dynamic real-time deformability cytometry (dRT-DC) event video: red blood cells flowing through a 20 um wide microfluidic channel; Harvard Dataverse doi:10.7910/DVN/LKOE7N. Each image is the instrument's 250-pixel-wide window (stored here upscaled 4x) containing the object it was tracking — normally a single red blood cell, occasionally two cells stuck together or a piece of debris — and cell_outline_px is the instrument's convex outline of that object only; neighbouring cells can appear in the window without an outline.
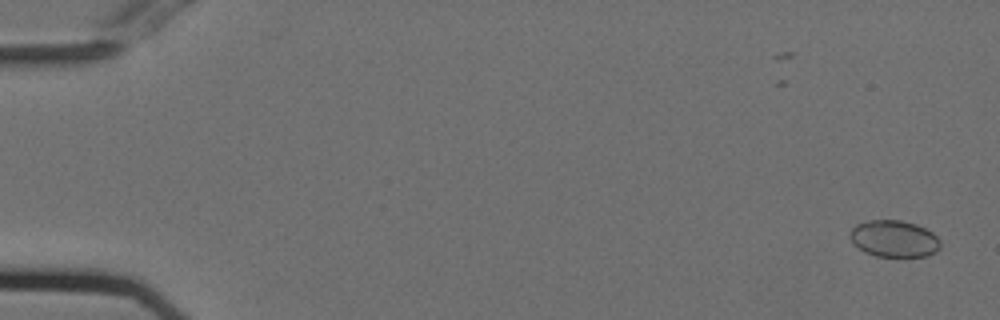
{"species": "Egyptian fruit bat (a non-hibernating species)", "species_latin": "Rousettus aegyptiacus", "temperature_condition": "cold", "stored_images_in_passage": 54, "camera_frame_rate_fps": 3000, "um_per_image_px": 0.085, "animal": {"sex": "female"}, "frame": {"image": 1, "passage_image": 1, "time_ms": 0.0, "image_size_px": [1000, 320], "cell_outline_px": [[940, 248], [936, 252], [928, 256], [876, 256], [864, 252], [852, 244], [852, 228], [856, 224], [872, 220], [900, 220], [916, 224], [932, 232], [940, 240]], "centroid_in_image_um": [76.02, 20.3], "position_along_channel_um": 9.0, "area_um2": 19.25}}
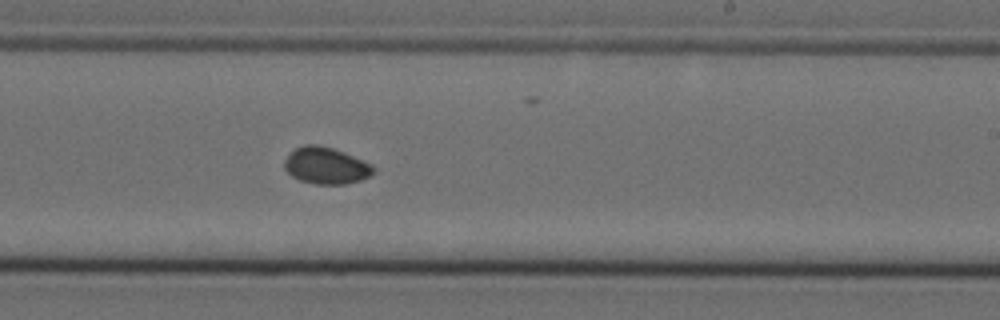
{"frame": {"image": 2, "passage_image": 33, "time_ms": 10.667, "image_size_px": [1000, 320], "cell_outline_px": [[376, 172], [360, 180], [344, 184], [316, 184], [300, 180], [292, 176], [284, 168], [284, 160], [296, 148], [304, 144], [316, 144], [332, 148], [344, 152], [372, 164], [376, 168]], "centroid_in_image_um": [27.73, 14.08], "position_along_channel_um": 261.3, "area_um2": 18.96}}
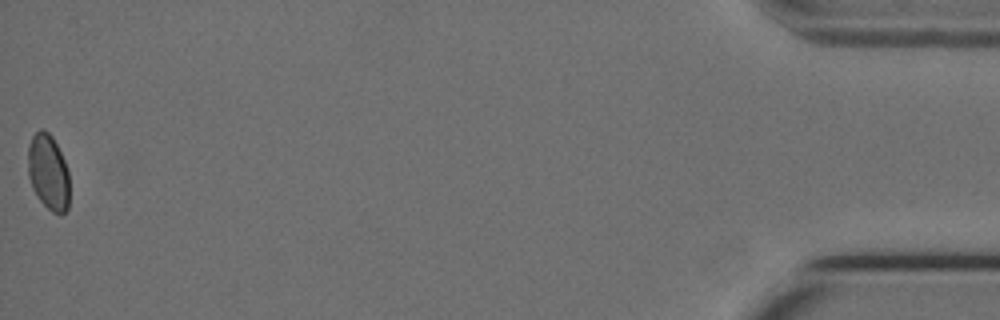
{"frame": {"image": 3, "passage_image": 54, "time_ms": 17.667, "image_size_px": [1000, 320], "cell_outline_px": [[68, 208], [60, 216], [52, 212], [36, 196], [32, 188], [28, 176], [28, 144], [32, 136], [40, 128], [44, 128], [52, 136], [64, 160], [68, 172]], "centroid_in_image_um": [4.08, 14.63], "position_along_channel_um": 431.1, "area_um2": 18.38}}